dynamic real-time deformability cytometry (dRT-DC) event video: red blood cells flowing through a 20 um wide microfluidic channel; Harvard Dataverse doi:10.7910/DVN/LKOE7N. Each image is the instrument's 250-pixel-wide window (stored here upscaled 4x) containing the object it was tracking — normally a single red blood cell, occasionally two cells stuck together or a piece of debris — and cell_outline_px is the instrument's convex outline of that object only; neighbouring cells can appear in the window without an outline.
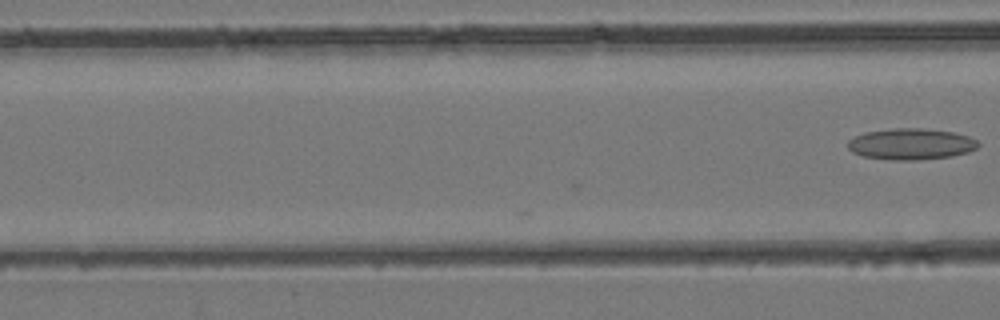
{"species": "common noctule bat (a hibernating species)", "species_latin": "Nyctalus noctula", "temperature_condition": "room temperature", "stored_images_in_passage": 4, "camera_frame_rate_fps": 3000, "um_per_image_px": 0.085, "animal": {"sex": "female", "body_mass_g": 24.6, "forearm_length_mm": 56.2}, "frame": {"image": 1, "passage_image": 4, "time_ms": 1.0, "image_size_px": [1000, 320], "cell_outline_px": [[980, 144], [976, 148], [968, 152], [952, 156], [916, 160], [892, 160], [864, 156], [852, 152], [848, 148], [848, 140], [864, 132], [892, 128], [924, 128], [952, 132], [968, 136], [976, 140]], "centroid_in_image_um": [77.43, 12.24], "position_along_channel_um": 89.2, "area_um2": 23.7}}